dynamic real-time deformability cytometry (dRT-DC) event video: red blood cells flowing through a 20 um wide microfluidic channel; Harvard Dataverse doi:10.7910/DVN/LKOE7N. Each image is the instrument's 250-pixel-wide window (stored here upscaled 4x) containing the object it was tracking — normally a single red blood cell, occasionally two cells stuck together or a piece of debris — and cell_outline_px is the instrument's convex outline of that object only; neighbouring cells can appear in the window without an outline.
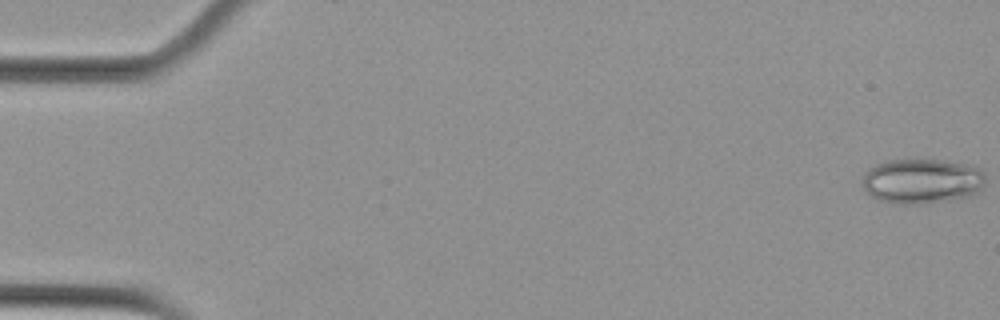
{"species": "Egyptian fruit bat (a non-hibernating species)", "species_latin": "Rousettus aegyptiacus", "temperature_condition": "cold", "stored_images_in_passage": 5, "camera_frame_rate_fps": 3000, "um_per_image_px": 0.085, "animal": {"sex": "female"}, "frame": {"image": 1, "passage_image": 1, "time_ms": 0.0, "image_size_px": [1000, 320], "cell_outline_px": [[984, 184], [972, 196], [928, 204], [904, 204], [876, 200], [864, 188], [864, 172], [868, 168], [876, 164], [888, 160], [940, 160], [968, 164], [980, 168], [984, 172]], "centroid_in_image_um": [78.38, 15.4], "position_along_channel_um": 6.6, "area_um2": 32.37}}